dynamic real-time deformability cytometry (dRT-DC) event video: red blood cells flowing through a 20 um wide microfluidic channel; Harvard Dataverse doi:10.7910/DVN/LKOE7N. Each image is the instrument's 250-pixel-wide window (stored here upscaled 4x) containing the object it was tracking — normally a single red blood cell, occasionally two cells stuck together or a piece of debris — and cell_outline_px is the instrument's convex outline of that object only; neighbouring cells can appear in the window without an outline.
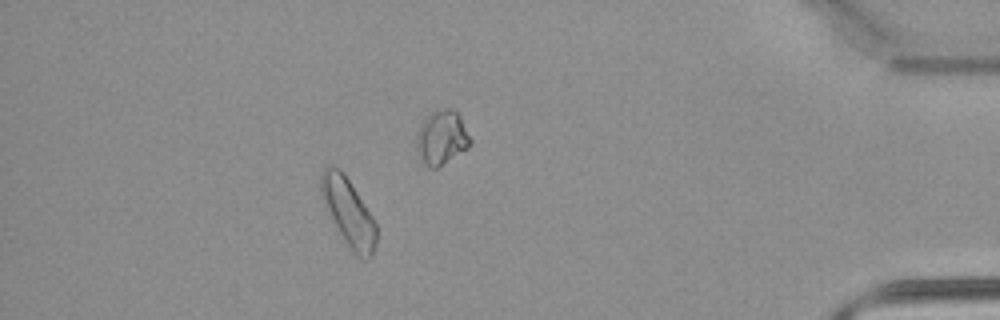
{"species": "common noctule bat (a hibernating species)", "species_latin": "Nyctalus noctula", "temperature_condition": "warm", "stored_images_in_passage": 38, "camera_frame_rate_fps": 3000, "um_per_image_px": 0.085, "animal": {"sex": "male", "body_mass_g": 21.5, "forearm_length_mm": 52.0}, "frame": {"image": 1, "passage_image": 33, "time_ms": 10.667, "image_size_px": [1000, 320], "cell_outline_px": [[376, 244], [372, 256], [368, 260], [364, 260], [356, 256], [352, 252], [336, 228], [324, 204], [320, 192], [320, 172], [324, 168], [340, 168], [372, 216], [376, 224]], "centroid_in_image_um": [29.61, 18.09], "position_along_channel_um": 405.6, "area_um2": 21.56}}